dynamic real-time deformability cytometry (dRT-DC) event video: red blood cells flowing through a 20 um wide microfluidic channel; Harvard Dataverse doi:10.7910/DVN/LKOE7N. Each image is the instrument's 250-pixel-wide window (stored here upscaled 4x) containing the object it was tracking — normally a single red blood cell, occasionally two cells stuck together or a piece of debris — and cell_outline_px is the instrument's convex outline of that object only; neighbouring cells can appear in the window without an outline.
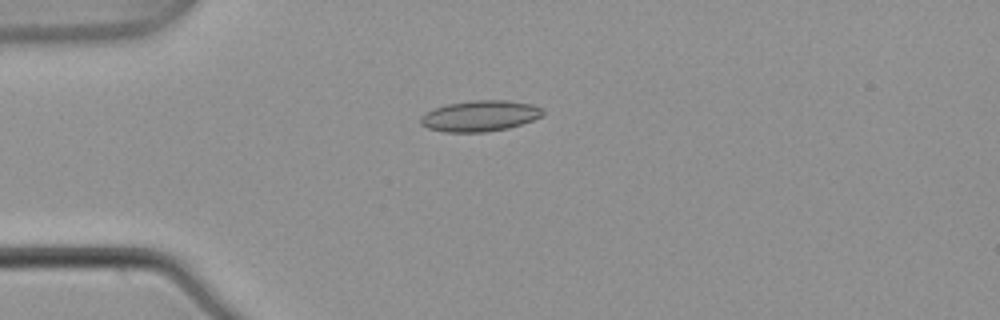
{"species": "common noctule bat (a hibernating species)", "species_latin": "Nyctalus noctula", "temperature_condition": "warm", "stored_images_in_passage": 5, "camera_frame_rate_fps": 3000, "um_per_image_px": 0.085, "animal": {"sex": "male", "body_mass_g": 21.5, "forearm_length_mm": 52.0}, "frame": {"image": 1, "passage_image": 4, "time_ms": 1.0, "image_size_px": [1000, 320], "cell_outline_px": [[544, 112], [540, 116], [532, 120], [508, 128], [484, 132], [444, 132], [428, 128], [420, 124], [420, 116], [424, 112], [448, 104], [476, 100], [504, 100], [532, 104], [540, 108]], "centroid_in_image_um": [40.75, 9.86], "position_along_channel_um": 44.3, "area_um2": 21.79}}